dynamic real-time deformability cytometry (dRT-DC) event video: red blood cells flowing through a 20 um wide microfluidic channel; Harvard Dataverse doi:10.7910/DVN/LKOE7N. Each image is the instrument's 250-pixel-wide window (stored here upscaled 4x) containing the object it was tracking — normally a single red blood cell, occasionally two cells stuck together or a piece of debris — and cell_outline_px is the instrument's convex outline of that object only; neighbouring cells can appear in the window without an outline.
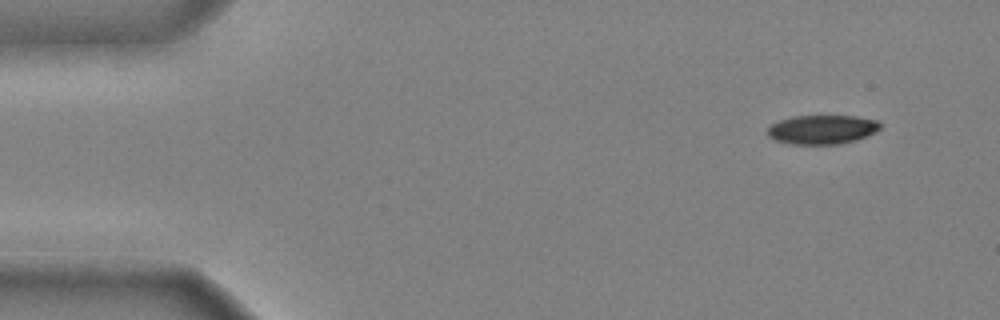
{"species": "common noctule bat (a hibernating species)", "species_latin": "Nyctalus noctula", "temperature_condition": "cold", "stored_images_in_passage": 42, "camera_frame_rate_fps": 3000, "um_per_image_px": 0.085, "animal": {"sex": "male", "body_mass_g": 20.4}, "frame": {"image": 1, "passage_image": 1, "time_ms": 0.0, "image_size_px": [1000, 320], "cell_outline_px": [[880, 128], [876, 132], [856, 140], [840, 144], [792, 144], [776, 140], [768, 136], [768, 124], [792, 116], [856, 116], [876, 120], [880, 124]], "centroid_in_image_um": [69.86, 11.0], "position_along_channel_um": 15.1, "area_um2": 19.13}}
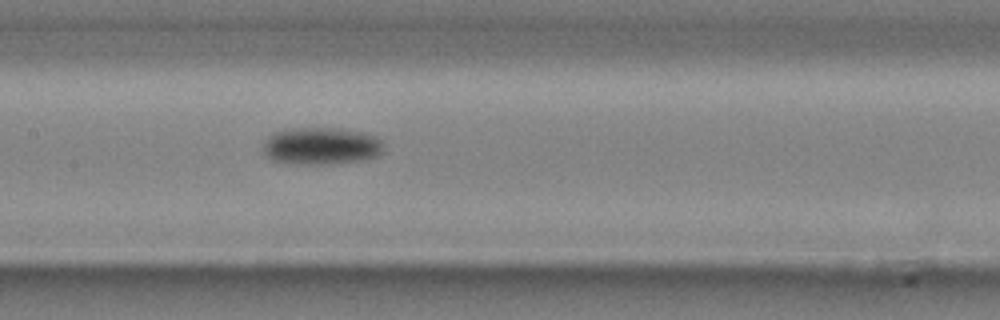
{"frame": {"image": 2, "passage_image": 21, "time_ms": 6.667, "image_size_px": [1000, 320], "cell_outline_px": [[384, 148], [376, 156], [364, 160], [332, 164], [296, 164], [272, 160], [264, 152], [264, 140], [268, 136], [284, 128], [340, 128], [364, 132], [376, 136], [384, 144]], "centroid_in_image_um": [27.32, 12.4], "position_along_channel_um": 180.1, "area_um2": 26.41}}
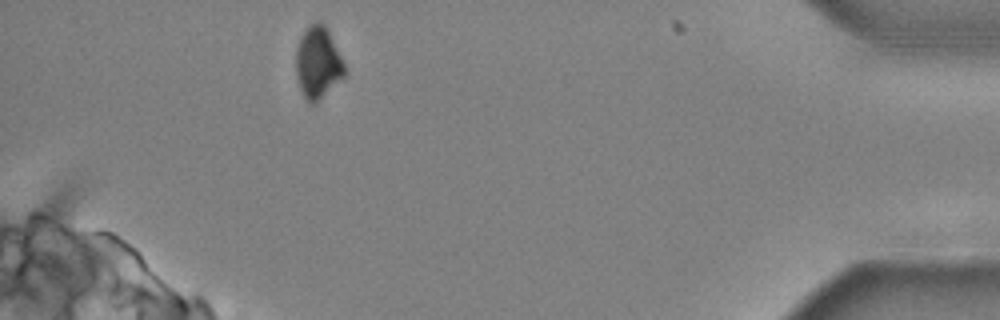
{"frame": {"image": 3, "passage_image": 42, "time_ms": 13.667, "image_size_px": [1000, 320], "cell_outline_px": [[344, 76], [316, 104], [308, 104], [300, 88], [296, 72], [296, 48], [300, 36], [308, 24], [316, 20], [320, 20], [324, 24], [344, 64]], "centroid_in_image_um": [26.98, 5.32], "position_along_channel_um": 408.2, "area_um2": 20.29}, "authors_computed_cell_mechanics": {"area_um2": 23.2934, "velocity_mm_per_s": 3.9506, "shape_relaxation_time_tau1_ms": 2.0124, "shape_relaxation_time_tau2_ms": null, "deformation_change_tau1": 0.1226, "deformation_change_tau2": null}}